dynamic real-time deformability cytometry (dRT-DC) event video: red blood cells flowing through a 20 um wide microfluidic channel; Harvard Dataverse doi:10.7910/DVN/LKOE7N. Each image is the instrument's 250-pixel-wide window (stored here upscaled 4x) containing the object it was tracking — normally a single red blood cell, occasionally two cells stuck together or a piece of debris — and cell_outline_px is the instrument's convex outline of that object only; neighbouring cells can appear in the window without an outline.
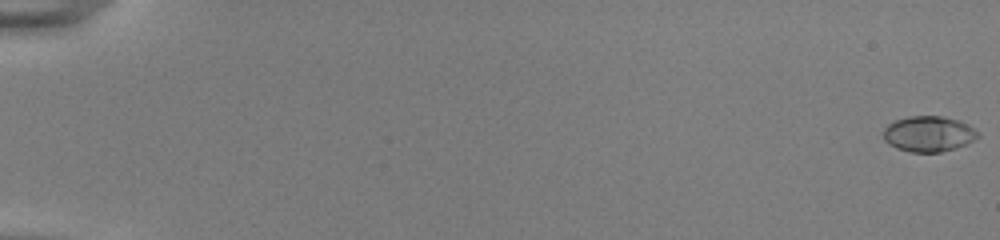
{"species": "common noctule bat (a hibernating species)", "species_latin": "Nyctalus noctula", "temperature_condition": "room temperature", "stored_images_in_passage": 55, "camera_frame_rate_fps": 3000, "um_per_image_px": 0.085, "animal": {"sex": "female", "body_mass_g": 22.0, "forearm_length_mm": 56.7}, "frame": {"image": 1, "passage_image": 1, "time_ms": 0.0, "image_size_px": [1000, 240], "cell_outline_px": [[980, 136], [956, 148], [940, 152], [912, 152], [896, 148], [888, 144], [884, 140], [884, 128], [888, 124], [896, 120], [908, 116], [944, 116], [960, 120], [968, 124], [980, 132]], "centroid_in_image_um": [78.94, 11.37], "position_along_channel_um": 6.1, "area_um2": 19.71}}
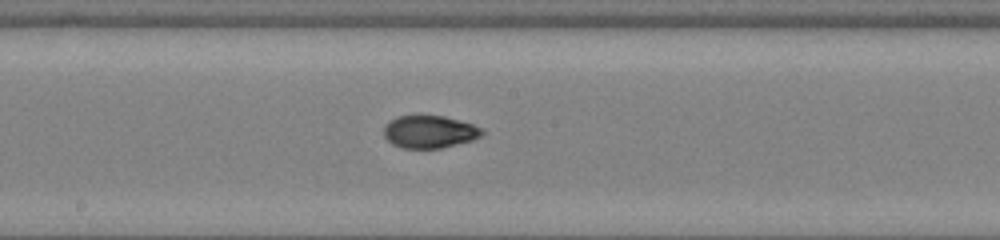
{"frame": {"image": 2, "passage_image": 32, "time_ms": 10.333, "image_size_px": [1000, 240], "cell_outline_px": [[484, 132], [480, 136], [472, 140], [440, 148], [400, 148], [392, 144], [384, 136], [384, 124], [396, 116], [416, 112], [444, 116], [472, 124], [484, 128]], "centroid_in_image_um": [36.45, 11.15], "position_along_channel_um": 211.7, "area_um2": 19.31}}
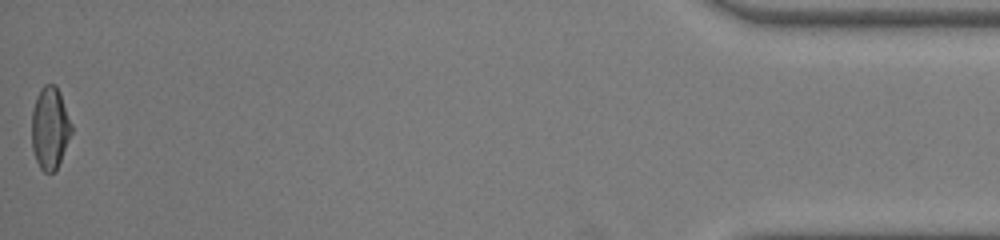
{"frame": {"image": 3, "passage_image": 55, "time_ms": 18.0, "image_size_px": [1000, 240], "cell_outline_px": [[72, 132], [60, 160], [56, 168], [52, 172], [44, 172], [40, 168], [36, 160], [32, 148], [32, 112], [36, 96], [40, 88], [44, 84], [56, 84], [60, 92], [72, 124]], "centroid_in_image_um": [4.24, 10.84], "position_along_channel_um": 431.0, "area_um2": 19.02}, "authors_computed_cell_mechanics": {"area_um2": 19.0162, "velocity_mm_per_s": 3.8779, "shape_relaxation_time_tau1_ms": 4.0, "shape_relaxation_time_tau2_ms": 1.4862, "deformation_change_tau1": 0.1653, "deformation_change_tau2": 0.0595}}